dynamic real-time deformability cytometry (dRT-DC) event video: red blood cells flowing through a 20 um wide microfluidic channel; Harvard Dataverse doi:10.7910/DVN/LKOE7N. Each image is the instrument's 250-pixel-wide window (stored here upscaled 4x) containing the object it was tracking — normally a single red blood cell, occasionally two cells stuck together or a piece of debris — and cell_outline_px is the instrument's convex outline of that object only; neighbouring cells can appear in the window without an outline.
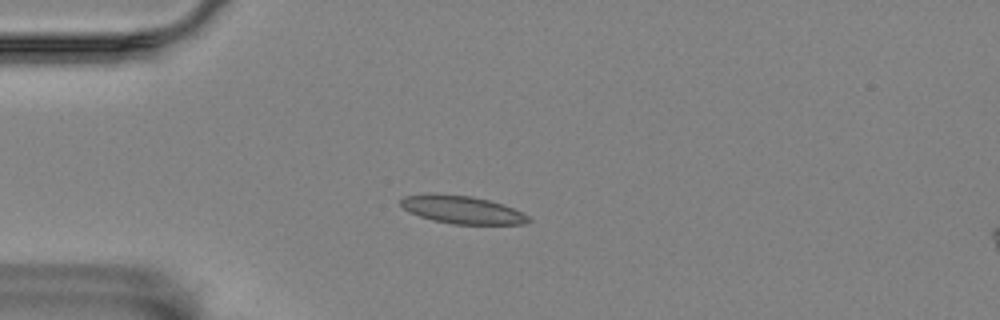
{"species": "Egyptian fruit bat (a non-hibernating species)", "species_latin": "Rousettus aegyptiacus", "temperature_condition": "room temperature", "stored_images_in_passage": 8, "camera_frame_rate_fps": 3000, "um_per_image_px": 0.085, "animal": {"sex": "female"}, "frame": {"image": 1, "passage_image": 4, "time_ms": 3.333, "image_size_px": [1000, 320], "cell_outline_px": [[532, 220], [524, 224], [452, 224], [432, 220], [408, 212], [400, 204], [400, 200], [404, 196], [432, 192], [436, 192], [472, 196], [504, 204], [528, 216]], "centroid_in_image_um": [39.23, 17.81], "position_along_channel_um": 45.8, "area_um2": 20.98}}
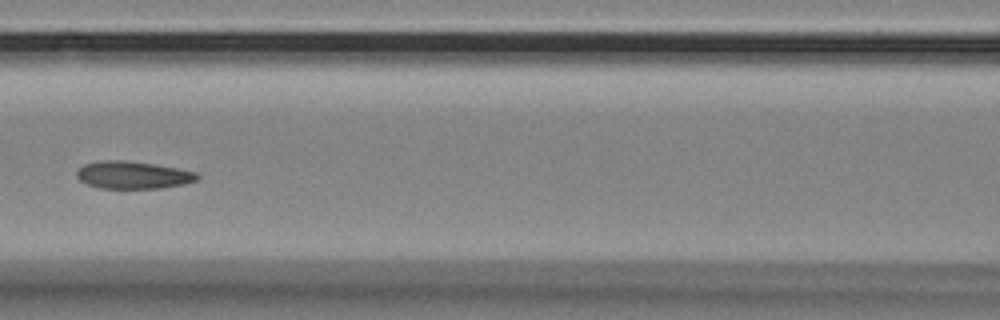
{"frame": {"image": 2, "passage_image": 7, "time_ms": 7.0, "image_size_px": [1000, 320], "cell_outline_px": [[200, 176], [196, 180], [184, 184], [160, 188], [100, 188], [88, 184], [80, 180], [76, 176], [76, 168], [84, 164], [104, 160], [124, 160], [156, 164], [196, 172]], "centroid_in_image_um": [11.28, 14.87], "position_along_channel_um": 155.3, "area_um2": 19.31}}
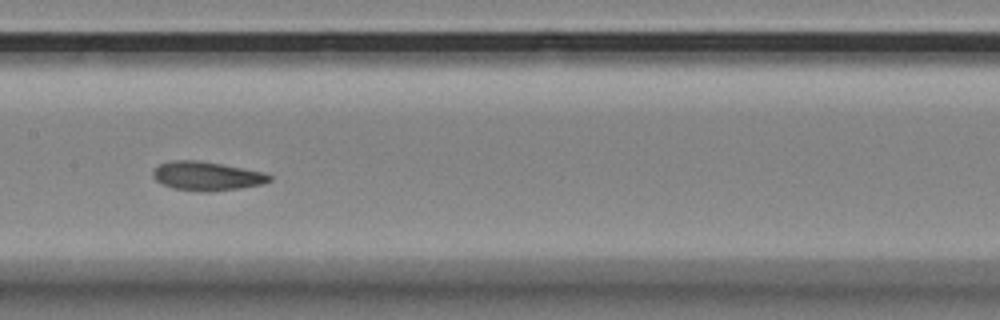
{"frame": {"image": 3, "passage_image": 8, "time_ms": 8.0, "image_size_px": [1000, 320], "cell_outline_px": [[272, 180], [260, 184], [240, 188], [208, 192], [200, 192], [172, 188], [160, 184], [152, 176], [152, 172], [160, 164], [172, 160], [196, 160], [220, 164], [264, 172], [272, 176]], "centroid_in_image_um": [17.54, 14.97], "position_along_channel_um": 189.9, "area_um2": 19.59}}